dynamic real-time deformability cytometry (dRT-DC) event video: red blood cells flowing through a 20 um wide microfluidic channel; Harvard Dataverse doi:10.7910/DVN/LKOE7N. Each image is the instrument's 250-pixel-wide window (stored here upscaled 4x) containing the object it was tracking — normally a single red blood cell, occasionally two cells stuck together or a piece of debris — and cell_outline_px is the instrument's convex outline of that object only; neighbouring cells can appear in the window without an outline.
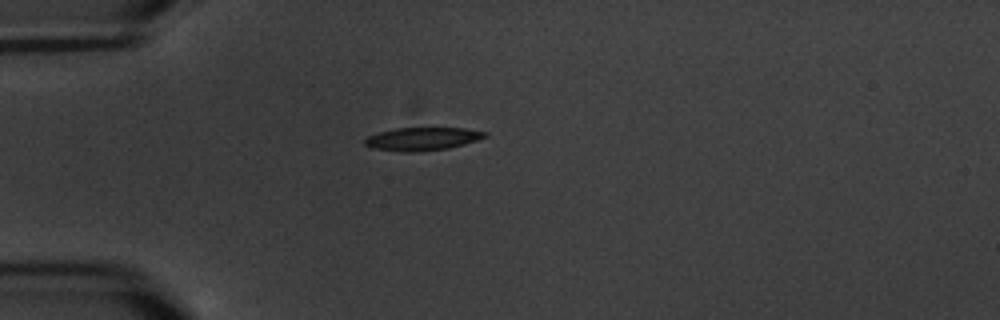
{"species": "common noctule bat (a hibernating species)", "species_latin": "Nyctalus noctula", "temperature_condition": "warm", "stored_images_in_passage": 4, "camera_frame_rate_fps": 3000, "um_per_image_px": 0.085, "animal": {"sex": "male", "body_mass_g": 20.1, "forearm_length_mm": 53.5}, "frame": {"image": 1, "passage_image": 4, "time_ms": 4.667, "image_size_px": [1000, 320], "cell_outline_px": [[488, 136], [464, 144], [448, 148], [408, 152], [404, 152], [372, 148], [364, 144], [364, 140], [368, 136], [380, 132], [396, 128], [464, 128], [488, 132]], "centroid_in_image_um": [35.9, 11.8], "position_along_channel_um": 49.1, "area_um2": 15.95}}